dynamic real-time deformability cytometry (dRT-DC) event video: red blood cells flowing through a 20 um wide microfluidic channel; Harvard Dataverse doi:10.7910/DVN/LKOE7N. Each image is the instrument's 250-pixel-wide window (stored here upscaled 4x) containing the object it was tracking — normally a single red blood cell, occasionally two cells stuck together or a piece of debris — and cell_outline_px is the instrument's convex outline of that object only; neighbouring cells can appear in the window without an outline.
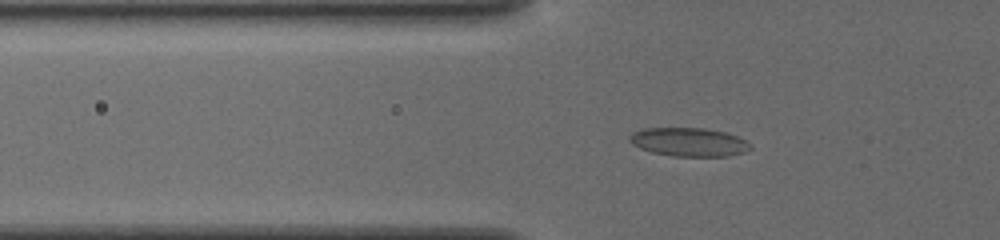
{"species": "common noctule bat (a hibernating species)", "species_latin": "Nyctalus noctula", "temperature_condition": "cold", "stored_images_in_passage": 54, "camera_frame_rate_fps": 3000, "um_per_image_px": 0.085, "animal": {"sex": "female", "body_mass_g": 19.5, "forearm_length_mm": 54.1}, "frame": {"image": 1, "passage_image": 21, "time_ms": 6.667, "image_size_px": [1000, 240], "cell_outline_px": [[752, 148], [744, 152], [728, 156], [672, 156], [652, 152], [640, 148], [632, 144], [628, 140], [632, 132], [644, 128], [704, 128], [724, 132], [736, 136], [752, 144]], "centroid_in_image_um": [58.54, 12.07], "position_along_channel_um": 67.3, "area_um2": 20.11}}
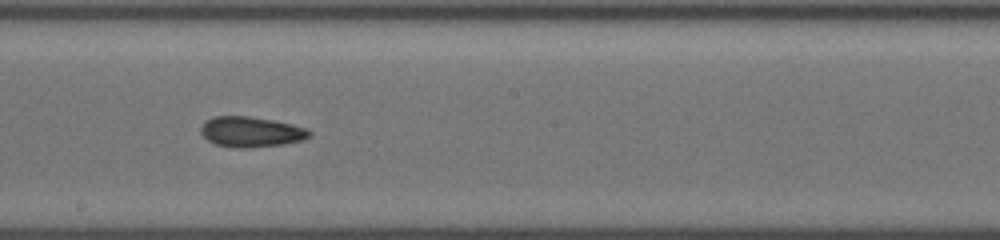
{"frame": {"image": 2, "passage_image": 34, "time_ms": 11.0, "image_size_px": [1000, 240], "cell_outline_px": [[312, 136], [300, 140], [280, 144], [248, 148], [232, 148], [216, 144], [208, 140], [200, 132], [200, 128], [208, 120], [216, 116], [248, 116], [272, 120], [292, 124], [308, 128], [312, 132]], "centroid_in_image_um": [21.36, 11.21], "position_along_channel_um": 226.8, "area_um2": 19.07}}
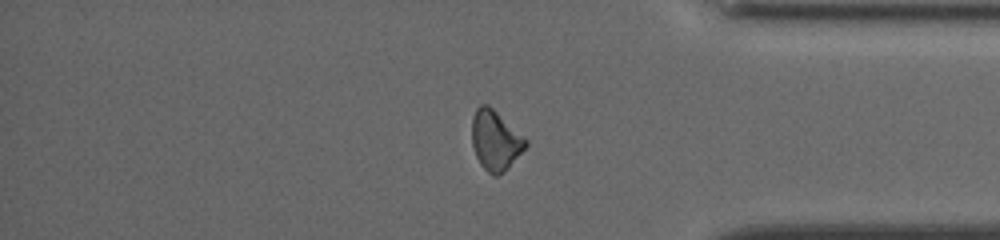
{"frame": {"image": 3, "passage_image": 48, "time_ms": 15.667, "image_size_px": [1000, 240], "cell_outline_px": [[528, 144], [508, 168], [504, 172], [496, 176], [492, 176], [480, 164], [476, 156], [472, 144], [472, 116], [476, 108], [480, 104], [488, 104], [528, 140]], "centroid_in_image_um": [42.09, 11.93], "position_along_channel_um": 393.1, "area_um2": 18.73}}